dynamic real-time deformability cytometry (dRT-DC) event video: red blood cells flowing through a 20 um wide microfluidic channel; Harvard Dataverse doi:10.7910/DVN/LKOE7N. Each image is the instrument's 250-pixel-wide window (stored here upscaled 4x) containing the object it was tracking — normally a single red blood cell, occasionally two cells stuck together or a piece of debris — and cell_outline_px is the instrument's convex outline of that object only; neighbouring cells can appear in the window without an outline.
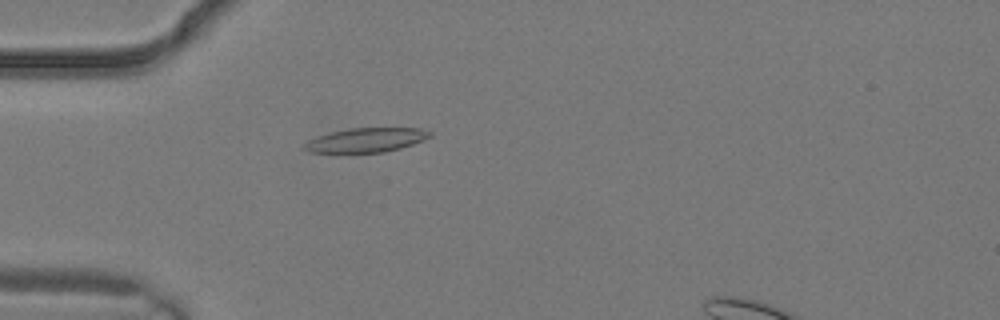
{"species": "common noctule bat (a hibernating species)", "species_latin": "Nyctalus noctula", "temperature_condition": "warm", "stored_images_in_passage": 3, "camera_frame_rate_fps": 3000, "um_per_image_px": 0.085, "animal": {"sex": "male", "body_mass_g": 19.2, "forearm_length_mm": 51.8}, "frame": {"image": 1, "passage_image": 2, "time_ms": 0.333, "image_size_px": [1000, 320], "cell_outline_px": [[432, 136], [424, 140], [400, 148], [384, 152], [308, 152], [300, 148], [300, 144], [316, 136], [328, 132], [348, 128], [420, 128], [432, 132]], "centroid_in_image_um": [31.05, 11.9], "position_along_channel_um": 54.0, "area_um2": 17.98}}